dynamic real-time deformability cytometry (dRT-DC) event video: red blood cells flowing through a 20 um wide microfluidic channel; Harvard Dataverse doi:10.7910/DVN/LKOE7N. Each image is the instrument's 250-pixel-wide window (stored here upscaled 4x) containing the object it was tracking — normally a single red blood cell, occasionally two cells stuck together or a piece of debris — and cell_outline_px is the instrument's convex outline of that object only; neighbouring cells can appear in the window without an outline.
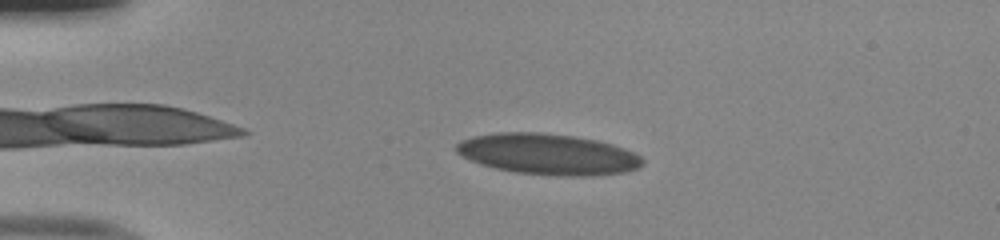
{"species": "human", "species_latin": "Homo sapiens", "temperature_condition": "room temperature", "stored_images_in_passage": 45, "camera_frame_rate_fps": 3000, "um_per_image_px": 0.085, "donor": {"sex": "male"}, "frame": {"image": 1, "passage_image": 5, "time_ms": 1.333, "image_size_px": [1000, 240], "cell_outline_px": [[644, 164], [640, 168], [624, 172], [592, 176], [556, 176], [516, 172], [496, 168], [480, 164], [456, 152], [456, 144], [460, 140], [472, 136], [496, 132], [540, 132], [572, 136], [600, 140], [624, 148], [640, 156], [644, 160]], "centroid_in_image_um": [46.6, 13.1], "position_along_channel_um": 38.4, "area_um2": 44.62}}
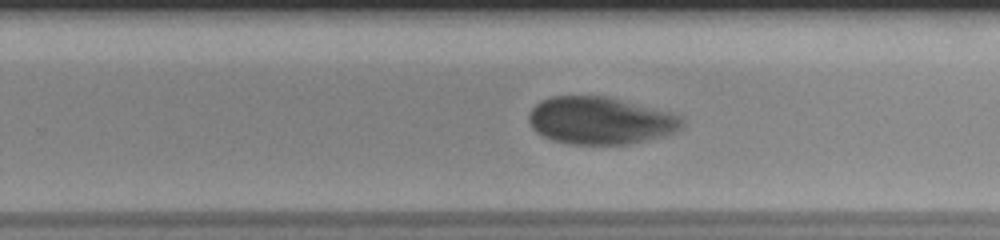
{"frame": {"image": 2, "passage_image": 27, "time_ms": 8.667, "image_size_px": [1000, 240], "cell_outline_px": [[684, 124], [676, 132], [628, 144], [572, 144], [552, 140], [536, 132], [532, 128], [528, 120], [528, 112], [540, 100], [552, 96], [608, 96], [672, 112], [684, 116]], "centroid_in_image_um": [51.03, 10.23], "position_along_channel_um": 278.8, "area_um2": 42.6}}
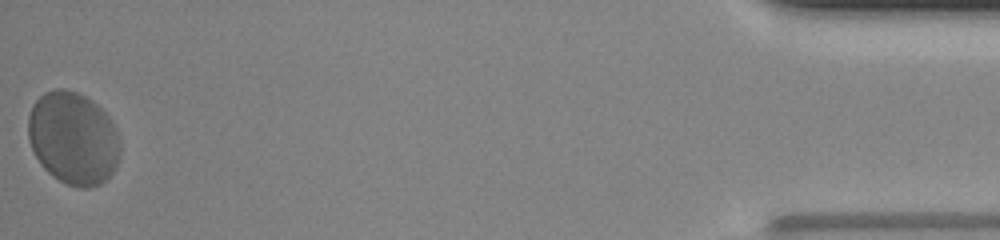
{"frame": {"image": 3, "passage_image": 45, "time_ms": 14.667, "image_size_px": [1000, 240], "cell_outline_px": [[120, 156], [116, 168], [100, 184], [88, 188], [80, 188], [68, 184], [52, 176], [40, 164], [28, 140], [28, 116], [32, 104], [44, 92], [56, 88], [64, 88], [80, 92], [92, 100], [112, 120], [116, 128], [120, 140]], "centroid_in_image_um": [6.22, 11.73], "position_along_channel_um": 429.0, "area_um2": 50.23}, "authors_computed_cell_mechanics": {"area_um2": 44.2748, "velocity_mm_per_s": 3.9068, "shape_relaxation_time_tau1_ms": 4.0331, "shape_relaxation_time_tau2_ms": null, "deformation_change_tau1": 0.1295, "deformation_change_tau2": null}}